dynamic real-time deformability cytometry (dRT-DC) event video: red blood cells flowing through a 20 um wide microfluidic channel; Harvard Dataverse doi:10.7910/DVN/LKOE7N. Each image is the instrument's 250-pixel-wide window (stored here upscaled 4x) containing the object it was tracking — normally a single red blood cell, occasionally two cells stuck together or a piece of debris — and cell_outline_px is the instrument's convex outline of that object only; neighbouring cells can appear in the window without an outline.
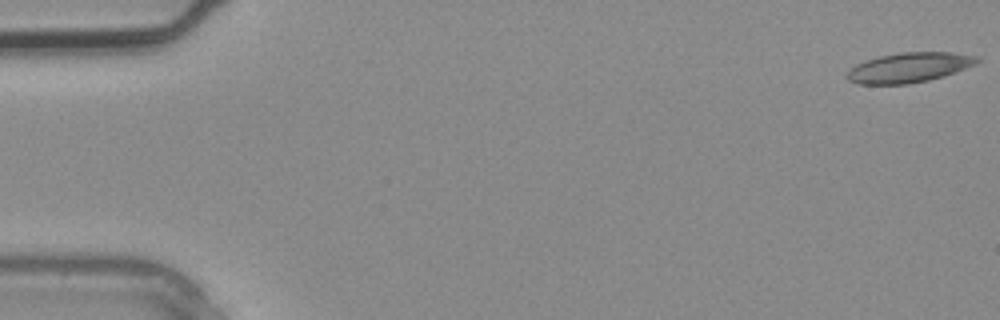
{"species": "common noctule bat (a hibernating species)", "species_latin": "Nyctalus noctula", "temperature_condition": "warm", "stored_images_in_passage": 4, "segment_of_instrument_passage": [1, 2], "camera_frame_rate_fps": 3000, "um_per_image_px": 0.085, "animal": {"sex": "male", "body_mass_g": 20.4}, "frame": {"image": 1, "passage_image": 1, "time_ms": 0.0, "image_size_px": [1000, 320], "cell_outline_px": [[980, 60], [976, 64], [944, 76], [928, 80], [908, 84], [856, 84], [848, 80], [844, 76], [856, 64], [864, 60], [880, 56], [900, 52], [952, 52], [976, 56]], "centroid_in_image_um": [77.24, 5.74], "position_along_channel_um": 7.8, "area_um2": 22.66}}
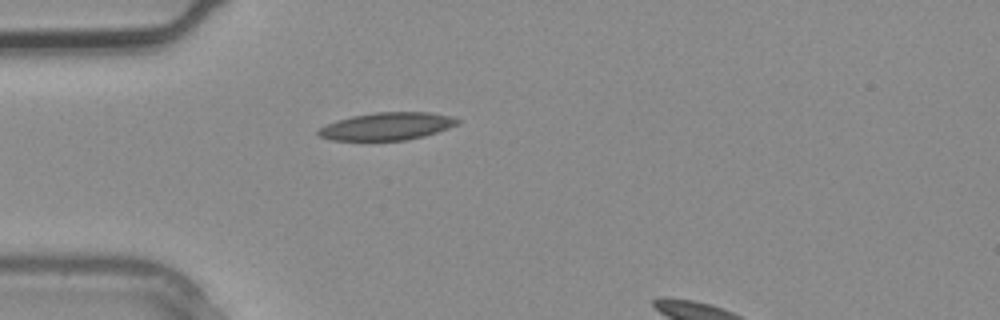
{"frame": {"image": 2, "passage_image": 3, "time_ms": 0.667, "image_size_px": [1000, 320], "cell_outline_px": [[460, 124], [424, 136], [408, 140], [332, 140], [320, 136], [316, 132], [320, 128], [328, 124], [352, 116], [376, 112], [428, 112], [452, 116], [460, 120]], "centroid_in_image_um": [32.94, 10.73], "position_along_channel_um": 52.1, "area_um2": 22.2}}